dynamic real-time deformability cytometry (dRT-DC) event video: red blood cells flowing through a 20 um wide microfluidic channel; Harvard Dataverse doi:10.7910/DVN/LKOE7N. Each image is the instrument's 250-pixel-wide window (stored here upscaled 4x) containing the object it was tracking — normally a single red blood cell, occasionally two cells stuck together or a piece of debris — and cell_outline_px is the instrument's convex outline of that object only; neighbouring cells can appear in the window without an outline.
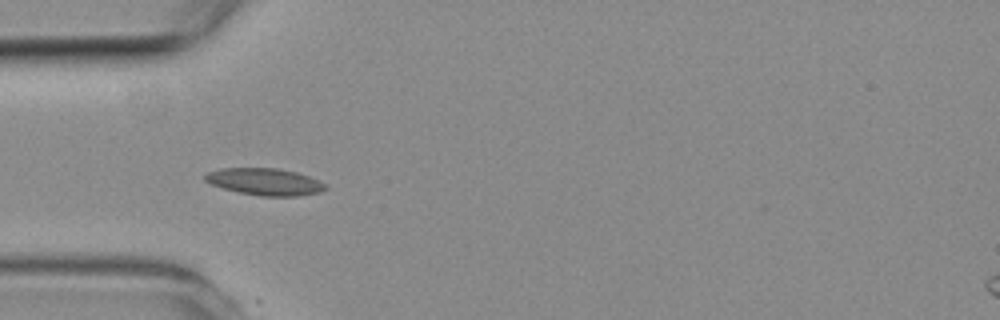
{"species": "common noctule bat (a hibernating species)", "species_latin": "Nyctalus noctula", "temperature_condition": "room temperature", "stored_images_in_passage": 7, "camera_frame_rate_fps": 3000, "um_per_image_px": 0.085, "animal": {"sex": "female", "body_mass_g": 19.3, "forearm_length_mm": 54.1}, "frame": {"image": 1, "passage_image": 4, "time_ms": 5.0, "image_size_px": [1000, 320], "cell_outline_px": [[328, 188], [320, 192], [300, 196], [260, 196], [240, 192], [224, 188], [212, 184], [204, 180], [204, 176], [208, 172], [220, 168], [276, 168], [296, 172], [308, 176], [328, 184]], "centroid_in_image_um": [22.55, 15.45], "position_along_channel_um": 62.4, "area_um2": 18.9}}
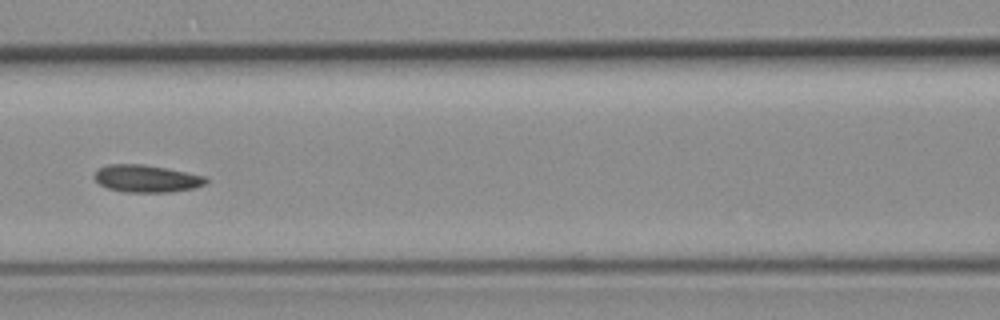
{"frame": {"image": 2, "passage_image": 6, "time_ms": 7.333, "image_size_px": [1000, 320], "cell_outline_px": [[208, 180], [204, 184], [196, 188], [172, 192], [124, 192], [108, 188], [100, 184], [92, 176], [100, 168], [108, 164], [144, 164], [168, 168], [208, 176]], "centroid_in_image_um": [12.5, 15.18], "position_along_channel_um": 154.1, "area_um2": 17.98}}
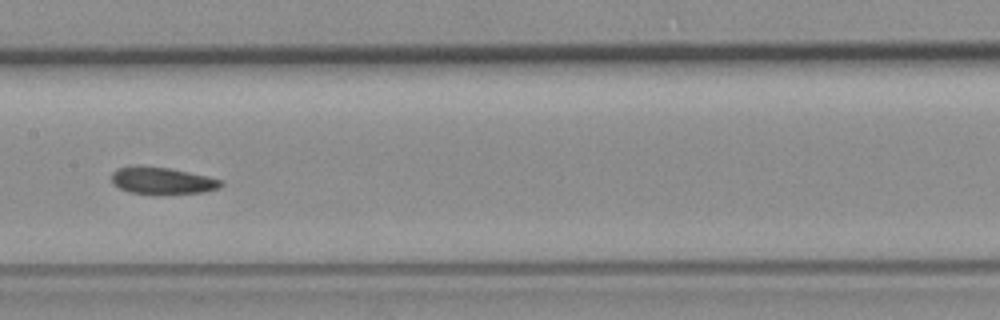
{"frame": {"image": 3, "passage_image": 7, "time_ms": 8.333, "image_size_px": [1000, 320], "cell_outline_px": [[224, 184], [220, 188], [204, 192], [156, 196], [128, 192], [112, 184], [112, 172], [116, 168], [168, 168], [208, 176], [220, 180]], "centroid_in_image_um": [13.82, 15.43], "position_along_channel_um": 193.6, "area_um2": 17.17}}